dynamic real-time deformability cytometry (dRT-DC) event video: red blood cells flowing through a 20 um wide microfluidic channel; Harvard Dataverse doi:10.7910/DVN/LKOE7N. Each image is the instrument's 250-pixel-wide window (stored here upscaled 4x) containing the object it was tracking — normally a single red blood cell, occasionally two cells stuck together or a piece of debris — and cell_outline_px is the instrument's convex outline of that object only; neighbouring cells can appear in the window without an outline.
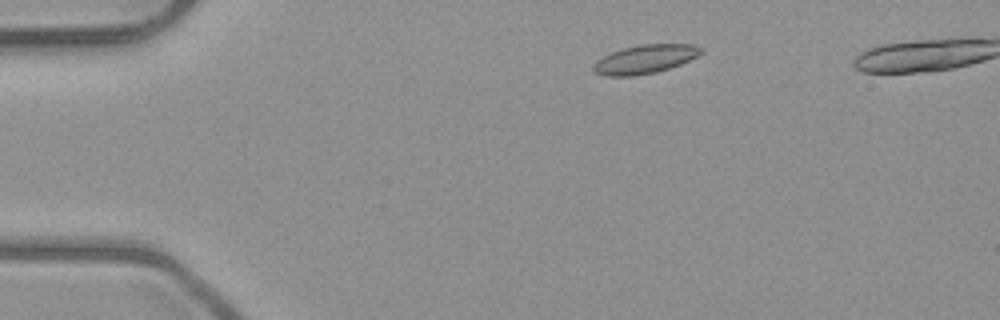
{"species": "common noctule bat (a hibernating species)", "species_latin": "Nyctalus noctula", "temperature_condition": "room temperature", "stored_images_in_passage": 7, "camera_frame_rate_fps": 3000, "um_per_image_px": 0.085, "animal": {"sex": "male", "body_mass_g": 23.1, "forearm_length_mm": 52.7}, "frame": {"image": 1, "passage_image": 1, "time_ms": 0.0, "image_size_px": [1000, 320], "cell_outline_px": [[704, 52], [680, 64], [656, 72], [632, 76], [604, 76], [596, 72], [592, 68], [592, 64], [596, 60], [612, 52], [624, 48], [640, 44], [696, 44], [704, 48]], "centroid_in_image_um": [54.83, 5.02], "position_along_channel_um": 30.2, "area_um2": 17.98}}
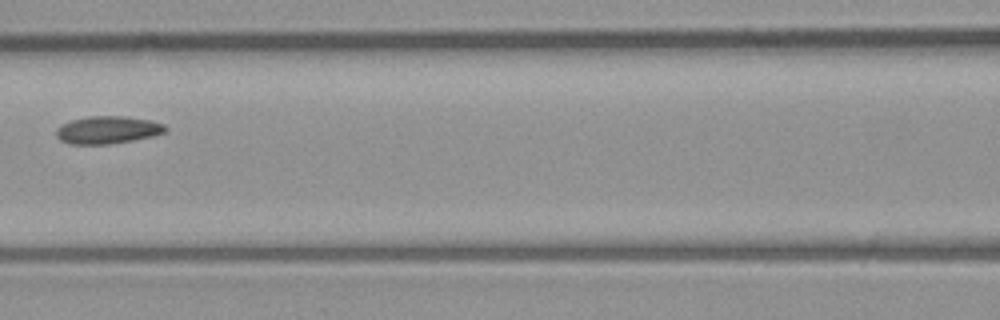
{"frame": {"image": 2, "passage_image": 5, "time_ms": 4.667, "image_size_px": [1000, 320], "cell_outline_px": [[168, 128], [164, 132], [152, 136], [132, 140], [108, 144], [68, 144], [60, 140], [56, 136], [56, 128], [72, 120], [88, 116], [128, 116], [148, 120], [164, 124]], "centroid_in_image_um": [9.13, 11.04], "position_along_channel_um": 157.5, "area_um2": 17.46}}
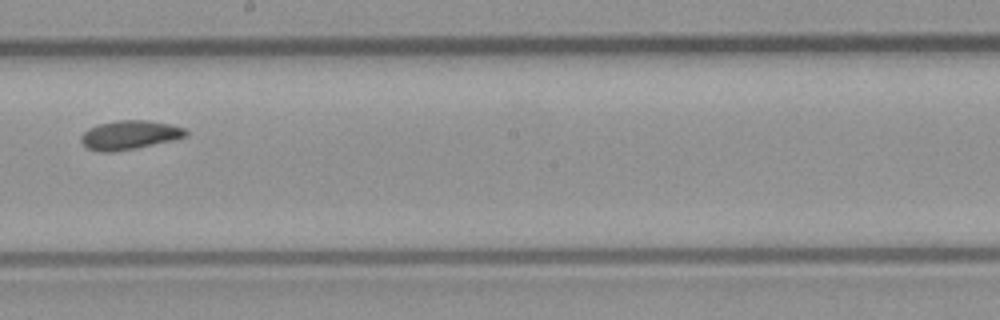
{"frame": {"image": 3, "passage_image": 7, "time_ms": 6.667, "image_size_px": [1000, 320], "cell_outline_px": [[188, 136], [172, 140], [136, 148], [112, 152], [100, 152], [88, 148], [80, 140], [80, 136], [88, 128], [100, 124], [116, 120], [148, 120], [188, 128]], "centroid_in_image_um": [11.03, 11.47], "position_along_channel_um": 237.2, "area_um2": 17.69}}